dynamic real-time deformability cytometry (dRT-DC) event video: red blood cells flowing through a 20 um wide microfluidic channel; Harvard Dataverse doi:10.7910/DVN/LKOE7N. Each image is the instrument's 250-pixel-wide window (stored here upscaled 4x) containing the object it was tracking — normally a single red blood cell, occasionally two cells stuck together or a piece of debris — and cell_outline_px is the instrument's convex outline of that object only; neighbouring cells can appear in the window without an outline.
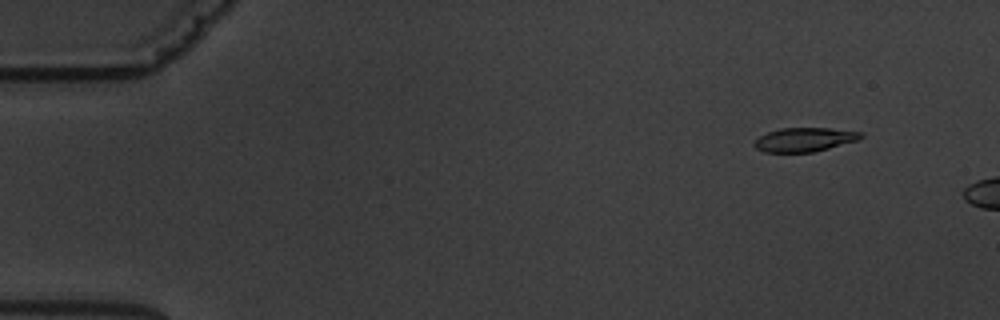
{"species": "common noctule bat (a hibernating species)", "species_latin": "Nyctalus noctula", "temperature_condition": "warm", "stored_images_in_passage": 4, "camera_frame_rate_fps": 3000, "um_per_image_px": 0.085, "animal": {"sex": "male", "body_mass_g": 19.5, "forearm_length_mm": 54.6}, "frame": {"image": 1, "passage_image": 2, "time_ms": 1.333, "image_size_px": [1000, 320], "cell_outline_px": [[864, 136], [860, 140], [812, 152], [764, 152], [756, 148], [752, 144], [760, 136], [768, 132], [780, 128], [828, 128], [864, 132]], "centroid_in_image_um": [68.41, 11.86], "position_along_channel_um": 16.6, "area_um2": 14.91}}